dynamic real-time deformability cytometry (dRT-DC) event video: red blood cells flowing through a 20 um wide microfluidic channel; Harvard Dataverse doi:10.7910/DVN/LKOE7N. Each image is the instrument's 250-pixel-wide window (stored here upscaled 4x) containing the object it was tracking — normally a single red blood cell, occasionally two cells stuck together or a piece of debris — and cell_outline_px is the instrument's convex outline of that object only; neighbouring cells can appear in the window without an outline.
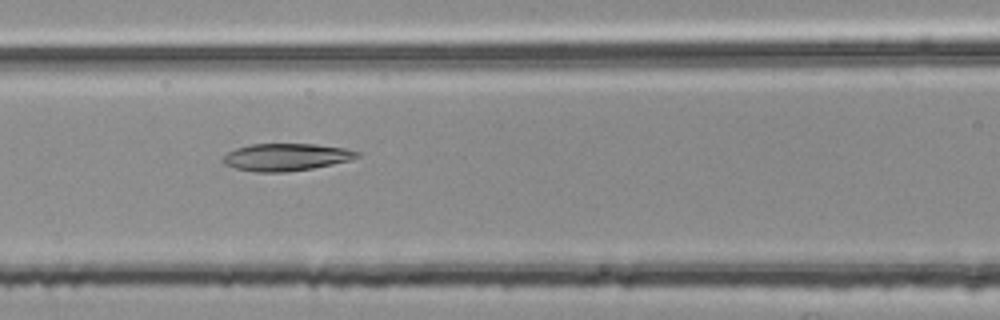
{"species": "common noctule bat (a hibernating species)", "species_latin": "Nyctalus noctula", "temperature_condition": "room temperature", "stored_images_in_passage": 41, "camera_frame_rate_fps": 3000, "um_per_image_px": 0.085, "animal": {"sex": "female", "body_mass_g": 25.1}, "frame": {"image": 1, "passage_image": 10, "time_ms": 3.0, "image_size_px": [1000, 320], "cell_outline_px": [[364, 152], [360, 156], [348, 160], [332, 164], [312, 168], [284, 172], [256, 172], [236, 168], [224, 164], [220, 160], [228, 152], [236, 148], [248, 144], [316, 144], [344, 148]], "centroid_in_image_um": [24.32, 13.34], "position_along_channel_um": 142.3, "area_um2": 21.39}}
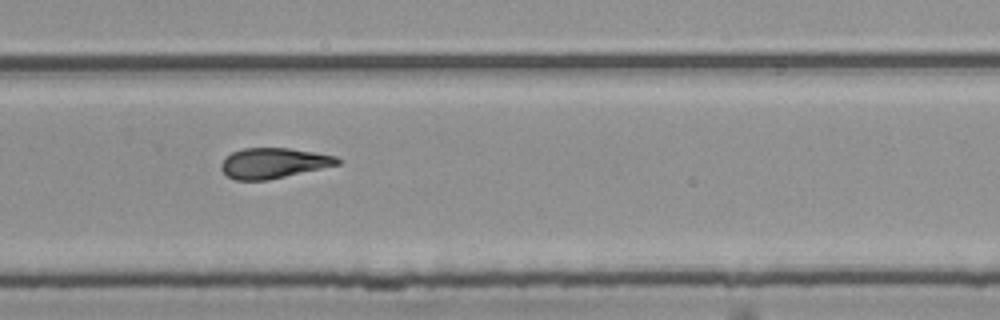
{"frame": {"image": 2, "passage_image": 23, "time_ms": 7.333, "image_size_px": [1000, 320], "cell_outline_px": [[344, 160], [340, 164], [268, 180], [236, 180], [228, 176], [220, 168], [220, 164], [232, 152], [240, 148], [288, 148], [336, 156]], "centroid_in_image_um": [23.26, 13.86], "position_along_channel_um": 306.5, "area_um2": 20.46}}
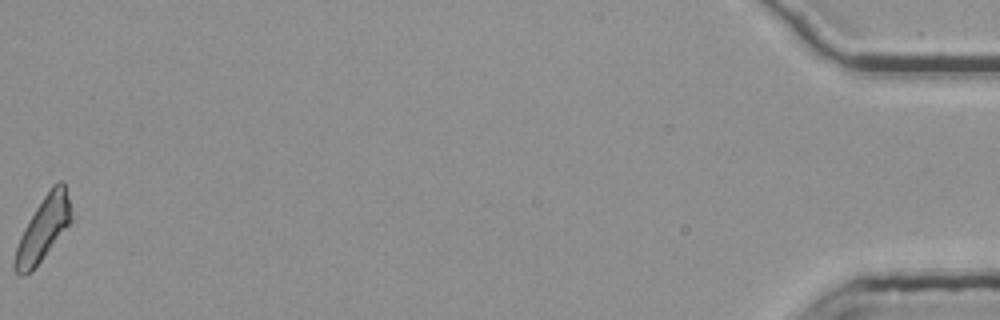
{"frame": {"image": 3, "passage_image": 41, "time_ms": 13.333, "image_size_px": [1000, 320], "cell_outline_px": [[72, 220], [44, 256], [24, 276], [20, 276], [12, 268], [12, 264], [16, 248], [20, 236], [24, 228], [36, 208], [52, 184], [60, 180], [64, 180], [72, 208]], "centroid_in_image_um": [3.68, 19.4], "position_along_channel_um": 431.5, "area_um2": 20.69}, "authors_computed_cell_mechanics": {"area_um2": 20.8658, "velocity_mm_per_s": 3.802, "shape_relaxation_time_tau1_ms": null, "shape_relaxation_time_tau2_ms": 4.874, "deformation_change_tau1": null, "deformation_change_tau2": 0.1442}}